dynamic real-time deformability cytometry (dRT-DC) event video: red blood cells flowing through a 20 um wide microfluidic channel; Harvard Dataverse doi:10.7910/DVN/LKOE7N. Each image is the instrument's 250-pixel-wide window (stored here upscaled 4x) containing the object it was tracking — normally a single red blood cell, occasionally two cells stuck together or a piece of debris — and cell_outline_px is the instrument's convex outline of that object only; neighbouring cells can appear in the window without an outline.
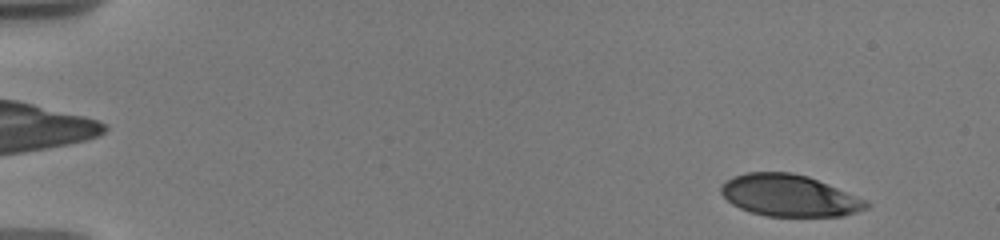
{"species": "human", "species_latin": "Homo sapiens", "temperature_condition": "warm", "stored_images_in_passage": 5, "camera_frame_rate_fps": 3000, "um_per_image_px": 0.085, "donor": {"sex": "male"}, "frame": {"image": 1, "passage_image": 1, "time_ms": 0.0, "image_size_px": [1000, 240], "cell_outline_px": [[872, 204], [868, 208], [844, 216], [768, 216], [752, 212], [740, 208], [732, 204], [720, 192], [720, 184], [724, 180], [732, 176], [748, 172], [792, 172], [808, 176], [868, 200]], "centroid_in_image_um": [67.1, 16.61], "position_along_channel_um": 17.9, "area_um2": 35.55}}
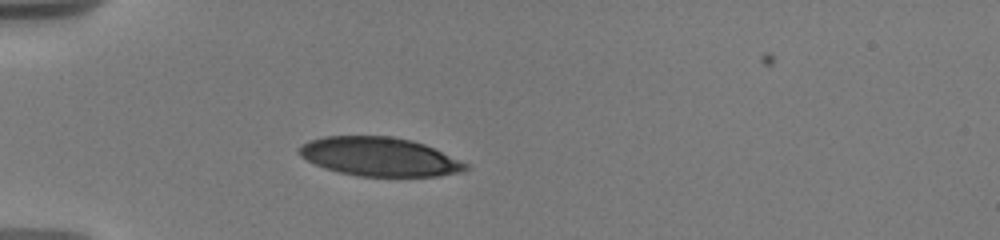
{"frame": {"image": 2, "passage_image": 5, "time_ms": 4.0, "image_size_px": [1000, 240], "cell_outline_px": [[468, 168], [460, 172], [440, 176], [356, 176], [324, 168], [300, 156], [296, 152], [300, 144], [308, 140], [324, 136], [392, 136], [412, 140], [424, 144], [468, 164]], "centroid_in_image_um": [32.2, 13.31], "position_along_channel_um": 52.8, "area_um2": 37.63}}